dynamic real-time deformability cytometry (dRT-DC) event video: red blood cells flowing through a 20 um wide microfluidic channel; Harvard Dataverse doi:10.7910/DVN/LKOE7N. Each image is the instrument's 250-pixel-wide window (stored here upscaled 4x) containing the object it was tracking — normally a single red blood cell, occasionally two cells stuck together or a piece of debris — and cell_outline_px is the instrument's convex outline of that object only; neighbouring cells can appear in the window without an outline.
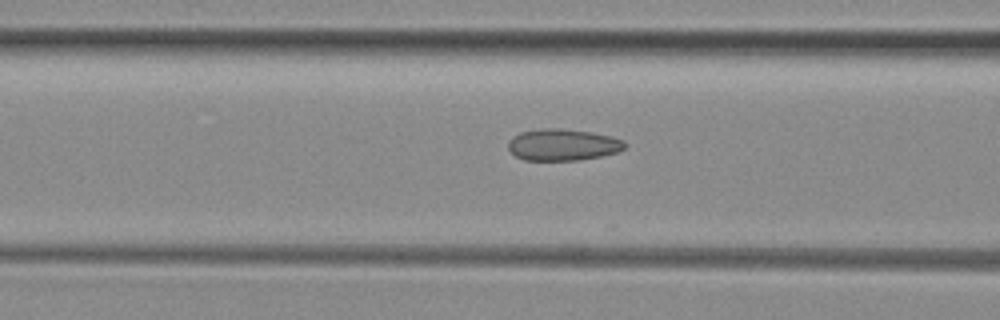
{"species": "common noctule bat (a hibernating species)", "species_latin": "Nyctalus noctula", "temperature_condition": "room temperature", "stored_images_in_passage": 15, "camera_frame_rate_fps": 3000, "um_per_image_px": 0.085, "animal": {"sex": "female", "body_mass_g": 29.2, "forearm_length_mm": 56.3}, "frame": {"image": 1, "passage_image": 13, "time_ms": 4.0, "image_size_px": [1000, 320], "cell_outline_px": [[628, 144], [624, 148], [616, 152], [600, 156], [580, 160], [524, 160], [516, 156], [508, 148], [508, 140], [512, 136], [520, 132], [544, 128], [560, 128], [592, 132], [612, 136], [624, 140]], "centroid_in_image_um": [47.84, 12.29], "position_along_channel_um": 118.8, "area_um2": 21.62}}